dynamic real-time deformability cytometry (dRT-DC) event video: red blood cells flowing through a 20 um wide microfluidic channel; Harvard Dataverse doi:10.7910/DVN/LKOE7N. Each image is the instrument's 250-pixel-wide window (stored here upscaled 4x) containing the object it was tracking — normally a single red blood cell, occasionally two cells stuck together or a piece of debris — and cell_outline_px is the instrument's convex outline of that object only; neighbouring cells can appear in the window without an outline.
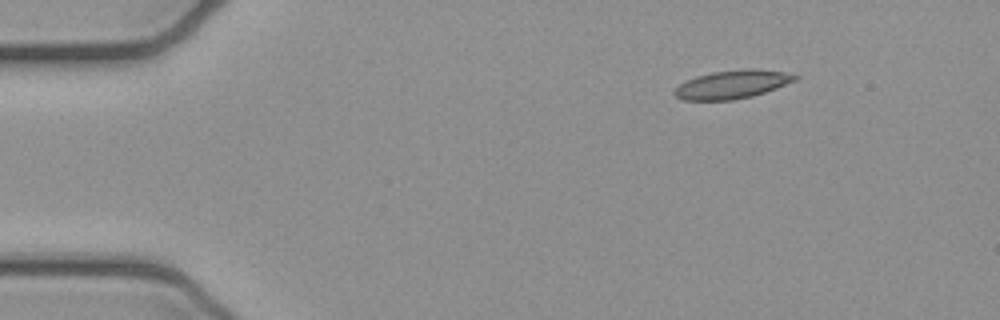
{"species": "common noctule bat (a hibernating species)", "species_latin": "Nyctalus noctula", "temperature_condition": "cold", "stored_images_in_passage": 5, "camera_frame_rate_fps": 3000, "um_per_image_px": 0.085, "animal": {"sex": "female", "body_mass_g": 21.9}, "frame": {"image": 1, "passage_image": 5, "time_ms": 1.333, "image_size_px": [1000, 320], "cell_outline_px": [[800, 76], [796, 80], [776, 88], [752, 96], [732, 100], [684, 100], [676, 96], [672, 92], [680, 84], [696, 76], [712, 72], [744, 68], [756, 68], [784, 72]], "centroid_in_image_um": [62.25, 7.16], "position_along_channel_um": 22.8, "area_um2": 19.88}}